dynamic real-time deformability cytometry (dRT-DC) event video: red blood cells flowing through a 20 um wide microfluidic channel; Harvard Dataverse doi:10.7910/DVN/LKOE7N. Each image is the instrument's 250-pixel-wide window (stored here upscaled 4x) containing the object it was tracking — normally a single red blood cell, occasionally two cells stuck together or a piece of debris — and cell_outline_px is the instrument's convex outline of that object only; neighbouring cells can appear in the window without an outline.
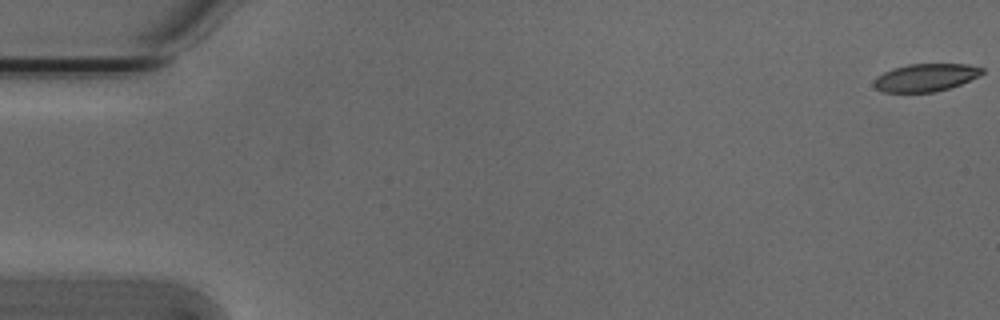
{"species": "Egyptian fruit bat (a non-hibernating species)", "species_latin": "Rousettus aegyptiacus", "temperature_condition": "cold", "stored_images_in_passage": 55, "camera_frame_rate_fps": 3000, "um_per_image_px": 0.085, "animal": {"sex": "male"}, "frame": {"image": 1, "passage_image": 1, "time_ms": 0.0, "image_size_px": [1000, 320], "cell_outline_px": [[984, 72], [980, 76], [960, 84], [936, 92], [884, 92], [876, 88], [872, 84], [876, 76], [892, 68], [908, 64], [968, 64], [984, 68]], "centroid_in_image_um": [78.68, 6.58], "position_along_channel_um": 6.3, "area_um2": 17.57}}
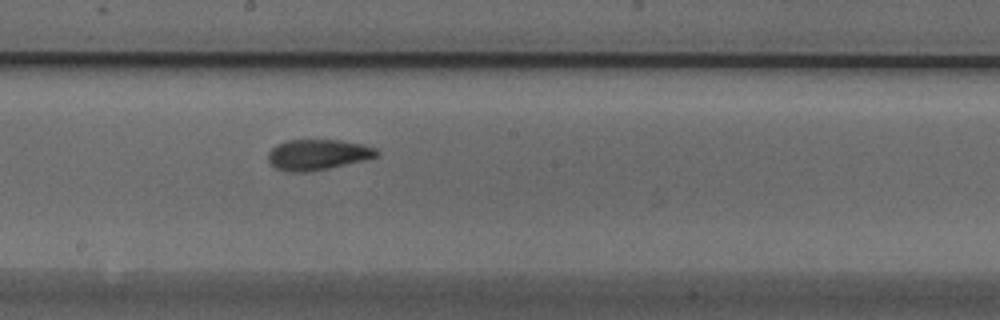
{"frame": {"image": 2, "passage_image": 30, "time_ms": 9.667, "image_size_px": [1000, 320], "cell_outline_px": [[380, 156], [364, 160], [328, 168], [308, 172], [288, 172], [276, 168], [268, 160], [268, 152], [276, 144], [288, 140], [340, 140], [360, 144], [376, 148], [380, 152]], "centroid_in_image_um": [27.01, 13.14], "position_along_channel_um": 221.2, "area_um2": 19.36}}
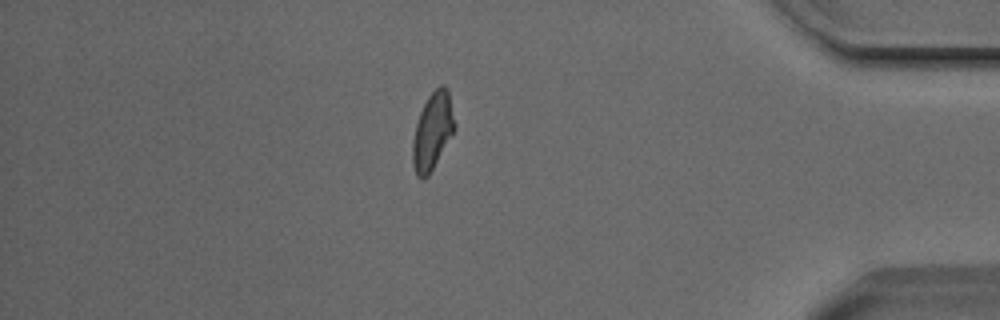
{"frame": {"image": 3, "passage_image": 47, "time_ms": 15.333, "image_size_px": [1000, 320], "cell_outline_px": [[456, 128], [428, 176], [424, 180], [420, 180], [416, 176], [412, 164], [412, 140], [416, 124], [420, 112], [428, 96], [440, 84], [444, 84], [448, 88], [456, 124]], "centroid_in_image_um": [36.76, 11.15], "position_along_channel_um": 398.4, "area_um2": 19.07}, "authors_computed_cell_mechanics": {"area_um2": 19.074, "velocity_mm_per_s": 3.7993, "shape_relaxation_time_tau1_ms": 4.6215, "shape_relaxation_time_tau2_ms": 1.6916, "deformation_change_tau1": 0.144, "deformation_change_tau2": 0.0764}}